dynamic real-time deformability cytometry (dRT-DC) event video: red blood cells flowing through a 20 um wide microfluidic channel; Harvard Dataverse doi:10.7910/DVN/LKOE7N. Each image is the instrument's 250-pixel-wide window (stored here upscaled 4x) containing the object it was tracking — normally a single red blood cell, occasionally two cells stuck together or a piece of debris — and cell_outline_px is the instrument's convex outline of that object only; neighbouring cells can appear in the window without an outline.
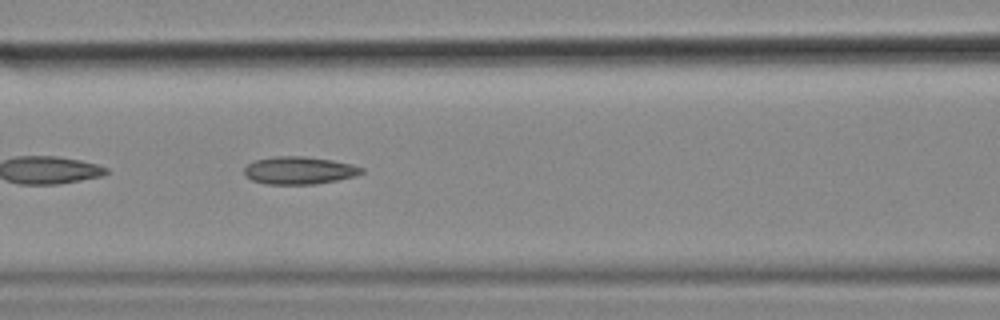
{"species": "common noctule bat (a hibernating species)", "species_latin": "Nyctalus noctula", "temperature_condition": "cold", "stored_images_in_passage": 52, "camera_frame_rate_fps": 3000, "um_per_image_px": 0.085, "animal": {"sex": "female", "body_mass_g": 18.4}, "frame": {"image": 1, "passage_image": 23, "time_ms": 7.333, "image_size_px": [1000, 320], "cell_outline_px": [[364, 172], [356, 176], [336, 180], [312, 184], [264, 184], [252, 180], [244, 176], [244, 168], [248, 164], [256, 160], [276, 156], [304, 156], [332, 160], [352, 164], [364, 168]], "centroid_in_image_um": [25.43, 14.48], "position_along_channel_um": 141.2, "area_um2": 18.9}, "authors_computed_cell_mechanics": {"area_um2": 18.496, "velocity_mm_per_s": 3.5637, "shape_relaxation_time_tau1_ms": null, "shape_relaxation_time_tau2_ms": 5.222, "deformation_change_tau1": null, "deformation_change_tau2": 0.1413}}